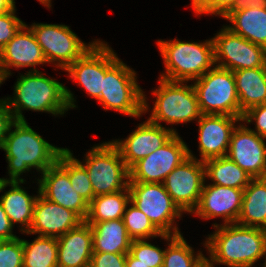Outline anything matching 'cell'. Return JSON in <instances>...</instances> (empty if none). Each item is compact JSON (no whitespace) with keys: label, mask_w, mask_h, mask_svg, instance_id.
<instances>
[{"label":"cell","mask_w":266,"mask_h":267,"mask_svg":"<svg viewBox=\"0 0 266 267\" xmlns=\"http://www.w3.org/2000/svg\"><path fill=\"white\" fill-rule=\"evenodd\" d=\"M158 81V88L152 90L156 98L148 121L157 125H161V121L174 125L197 121L201 117L192 83L187 85L188 82L169 81L160 77Z\"/></svg>","instance_id":"cell-6"},{"label":"cell","mask_w":266,"mask_h":267,"mask_svg":"<svg viewBox=\"0 0 266 267\" xmlns=\"http://www.w3.org/2000/svg\"><path fill=\"white\" fill-rule=\"evenodd\" d=\"M245 124V125H244ZM266 138L241 122L234 129L227 153L252 179L266 178Z\"/></svg>","instance_id":"cell-14"},{"label":"cell","mask_w":266,"mask_h":267,"mask_svg":"<svg viewBox=\"0 0 266 267\" xmlns=\"http://www.w3.org/2000/svg\"><path fill=\"white\" fill-rule=\"evenodd\" d=\"M160 238L167 241L163 267H206V257L201 251L195 254L182 234H162Z\"/></svg>","instance_id":"cell-30"},{"label":"cell","mask_w":266,"mask_h":267,"mask_svg":"<svg viewBox=\"0 0 266 267\" xmlns=\"http://www.w3.org/2000/svg\"><path fill=\"white\" fill-rule=\"evenodd\" d=\"M188 149V145L175 133L163 146L129 169V182L163 183L167 175L188 157Z\"/></svg>","instance_id":"cell-13"},{"label":"cell","mask_w":266,"mask_h":267,"mask_svg":"<svg viewBox=\"0 0 266 267\" xmlns=\"http://www.w3.org/2000/svg\"><path fill=\"white\" fill-rule=\"evenodd\" d=\"M237 223L266 231V178H255L243 191Z\"/></svg>","instance_id":"cell-27"},{"label":"cell","mask_w":266,"mask_h":267,"mask_svg":"<svg viewBox=\"0 0 266 267\" xmlns=\"http://www.w3.org/2000/svg\"><path fill=\"white\" fill-rule=\"evenodd\" d=\"M130 201L162 233L180 235L175 219L183 212L173 202L163 183L129 182Z\"/></svg>","instance_id":"cell-9"},{"label":"cell","mask_w":266,"mask_h":267,"mask_svg":"<svg viewBox=\"0 0 266 267\" xmlns=\"http://www.w3.org/2000/svg\"><path fill=\"white\" fill-rule=\"evenodd\" d=\"M266 7V0H238L233 8L230 10H244L248 8Z\"/></svg>","instance_id":"cell-42"},{"label":"cell","mask_w":266,"mask_h":267,"mask_svg":"<svg viewBox=\"0 0 266 267\" xmlns=\"http://www.w3.org/2000/svg\"><path fill=\"white\" fill-rule=\"evenodd\" d=\"M191 6L197 16L202 14L220 16V0H192Z\"/></svg>","instance_id":"cell-40"},{"label":"cell","mask_w":266,"mask_h":267,"mask_svg":"<svg viewBox=\"0 0 266 267\" xmlns=\"http://www.w3.org/2000/svg\"><path fill=\"white\" fill-rule=\"evenodd\" d=\"M0 267H23L21 238L0 241Z\"/></svg>","instance_id":"cell-35"},{"label":"cell","mask_w":266,"mask_h":267,"mask_svg":"<svg viewBox=\"0 0 266 267\" xmlns=\"http://www.w3.org/2000/svg\"><path fill=\"white\" fill-rule=\"evenodd\" d=\"M157 46L164 60L165 73L160 78L169 81H194L215 66L212 38L204 42L158 40Z\"/></svg>","instance_id":"cell-5"},{"label":"cell","mask_w":266,"mask_h":267,"mask_svg":"<svg viewBox=\"0 0 266 267\" xmlns=\"http://www.w3.org/2000/svg\"><path fill=\"white\" fill-rule=\"evenodd\" d=\"M57 163L68 173L73 189L88 203L95 197L86 168L66 148L58 157Z\"/></svg>","instance_id":"cell-32"},{"label":"cell","mask_w":266,"mask_h":267,"mask_svg":"<svg viewBox=\"0 0 266 267\" xmlns=\"http://www.w3.org/2000/svg\"><path fill=\"white\" fill-rule=\"evenodd\" d=\"M85 162L77 159L87 170L94 196L112 194L129 187L130 171L118 148L111 142L92 147Z\"/></svg>","instance_id":"cell-7"},{"label":"cell","mask_w":266,"mask_h":267,"mask_svg":"<svg viewBox=\"0 0 266 267\" xmlns=\"http://www.w3.org/2000/svg\"><path fill=\"white\" fill-rule=\"evenodd\" d=\"M255 121V130L251 129L263 138H266V104L250 108L243 114L242 122L248 124Z\"/></svg>","instance_id":"cell-38"},{"label":"cell","mask_w":266,"mask_h":267,"mask_svg":"<svg viewBox=\"0 0 266 267\" xmlns=\"http://www.w3.org/2000/svg\"><path fill=\"white\" fill-rule=\"evenodd\" d=\"M23 267H58V241L55 237L37 236L32 242L22 239Z\"/></svg>","instance_id":"cell-31"},{"label":"cell","mask_w":266,"mask_h":267,"mask_svg":"<svg viewBox=\"0 0 266 267\" xmlns=\"http://www.w3.org/2000/svg\"><path fill=\"white\" fill-rule=\"evenodd\" d=\"M23 183L25 182L8 181V186L11 188L0 197V203L11 224L13 226L20 224L22 233L28 232L31 227L34 205L40 193L38 186V194L36 196L29 195L22 187Z\"/></svg>","instance_id":"cell-25"},{"label":"cell","mask_w":266,"mask_h":267,"mask_svg":"<svg viewBox=\"0 0 266 267\" xmlns=\"http://www.w3.org/2000/svg\"><path fill=\"white\" fill-rule=\"evenodd\" d=\"M65 149L47 142L28 125L27 121L16 120L5 137L1 149L6 152L9 175V178L3 180L26 182L20 175L32 168L41 174L44 173L57 162L59 155Z\"/></svg>","instance_id":"cell-3"},{"label":"cell","mask_w":266,"mask_h":267,"mask_svg":"<svg viewBox=\"0 0 266 267\" xmlns=\"http://www.w3.org/2000/svg\"><path fill=\"white\" fill-rule=\"evenodd\" d=\"M47 60L31 28L25 23L15 36L0 50V67L6 78L12 75L11 67L30 68L39 71L36 65H45Z\"/></svg>","instance_id":"cell-19"},{"label":"cell","mask_w":266,"mask_h":267,"mask_svg":"<svg viewBox=\"0 0 266 267\" xmlns=\"http://www.w3.org/2000/svg\"><path fill=\"white\" fill-rule=\"evenodd\" d=\"M204 182L197 207L191 214L202 219L222 218L223 224L237 223L241 208L243 189L207 184Z\"/></svg>","instance_id":"cell-17"},{"label":"cell","mask_w":266,"mask_h":267,"mask_svg":"<svg viewBox=\"0 0 266 267\" xmlns=\"http://www.w3.org/2000/svg\"><path fill=\"white\" fill-rule=\"evenodd\" d=\"M204 182V163L188 149V157L167 175L163 184L178 208L191 214L197 207Z\"/></svg>","instance_id":"cell-12"},{"label":"cell","mask_w":266,"mask_h":267,"mask_svg":"<svg viewBox=\"0 0 266 267\" xmlns=\"http://www.w3.org/2000/svg\"><path fill=\"white\" fill-rule=\"evenodd\" d=\"M215 66L231 71L266 65V49L223 26L212 37Z\"/></svg>","instance_id":"cell-11"},{"label":"cell","mask_w":266,"mask_h":267,"mask_svg":"<svg viewBox=\"0 0 266 267\" xmlns=\"http://www.w3.org/2000/svg\"><path fill=\"white\" fill-rule=\"evenodd\" d=\"M13 227L0 203V241L12 240L18 237L13 234Z\"/></svg>","instance_id":"cell-41"},{"label":"cell","mask_w":266,"mask_h":267,"mask_svg":"<svg viewBox=\"0 0 266 267\" xmlns=\"http://www.w3.org/2000/svg\"><path fill=\"white\" fill-rule=\"evenodd\" d=\"M8 186V181H4L3 178H0V192L3 191Z\"/></svg>","instance_id":"cell-47"},{"label":"cell","mask_w":266,"mask_h":267,"mask_svg":"<svg viewBox=\"0 0 266 267\" xmlns=\"http://www.w3.org/2000/svg\"><path fill=\"white\" fill-rule=\"evenodd\" d=\"M126 254L93 252L89 267H126Z\"/></svg>","instance_id":"cell-37"},{"label":"cell","mask_w":266,"mask_h":267,"mask_svg":"<svg viewBox=\"0 0 266 267\" xmlns=\"http://www.w3.org/2000/svg\"><path fill=\"white\" fill-rule=\"evenodd\" d=\"M205 179H210V184L224 187L245 189L252 178L229 157L212 158L203 162Z\"/></svg>","instance_id":"cell-28"},{"label":"cell","mask_w":266,"mask_h":267,"mask_svg":"<svg viewBox=\"0 0 266 267\" xmlns=\"http://www.w3.org/2000/svg\"><path fill=\"white\" fill-rule=\"evenodd\" d=\"M197 122L199 126L198 150L201 156L198 160L204 162L212 158L227 156L231 135L237 126L236 124L242 122V118L202 114Z\"/></svg>","instance_id":"cell-16"},{"label":"cell","mask_w":266,"mask_h":267,"mask_svg":"<svg viewBox=\"0 0 266 267\" xmlns=\"http://www.w3.org/2000/svg\"><path fill=\"white\" fill-rule=\"evenodd\" d=\"M15 121L7 99L0 100V149H2L4 139Z\"/></svg>","instance_id":"cell-39"},{"label":"cell","mask_w":266,"mask_h":267,"mask_svg":"<svg viewBox=\"0 0 266 267\" xmlns=\"http://www.w3.org/2000/svg\"><path fill=\"white\" fill-rule=\"evenodd\" d=\"M58 267H89L93 253V234L86 221L57 238Z\"/></svg>","instance_id":"cell-22"},{"label":"cell","mask_w":266,"mask_h":267,"mask_svg":"<svg viewBox=\"0 0 266 267\" xmlns=\"http://www.w3.org/2000/svg\"><path fill=\"white\" fill-rule=\"evenodd\" d=\"M137 72L127 66L105 43V76L101 96L97 99L104 110H115L131 117L150 111L145 92L138 85Z\"/></svg>","instance_id":"cell-4"},{"label":"cell","mask_w":266,"mask_h":267,"mask_svg":"<svg viewBox=\"0 0 266 267\" xmlns=\"http://www.w3.org/2000/svg\"><path fill=\"white\" fill-rule=\"evenodd\" d=\"M37 179L40 194L58 205L77 213L84 221L89 203L73 189L68 173L56 162Z\"/></svg>","instance_id":"cell-20"},{"label":"cell","mask_w":266,"mask_h":267,"mask_svg":"<svg viewBox=\"0 0 266 267\" xmlns=\"http://www.w3.org/2000/svg\"><path fill=\"white\" fill-rule=\"evenodd\" d=\"M16 8L0 15V50L15 36L25 24L16 15Z\"/></svg>","instance_id":"cell-36"},{"label":"cell","mask_w":266,"mask_h":267,"mask_svg":"<svg viewBox=\"0 0 266 267\" xmlns=\"http://www.w3.org/2000/svg\"><path fill=\"white\" fill-rule=\"evenodd\" d=\"M69 78L96 100L101 96L105 76V42L97 41L66 69Z\"/></svg>","instance_id":"cell-21"},{"label":"cell","mask_w":266,"mask_h":267,"mask_svg":"<svg viewBox=\"0 0 266 267\" xmlns=\"http://www.w3.org/2000/svg\"><path fill=\"white\" fill-rule=\"evenodd\" d=\"M6 75L5 73L3 72L2 68L0 67V86L1 84H3V82L6 80ZM0 100H4V99H0Z\"/></svg>","instance_id":"cell-46"},{"label":"cell","mask_w":266,"mask_h":267,"mask_svg":"<svg viewBox=\"0 0 266 267\" xmlns=\"http://www.w3.org/2000/svg\"><path fill=\"white\" fill-rule=\"evenodd\" d=\"M222 18L233 33L266 49V7L229 10Z\"/></svg>","instance_id":"cell-24"},{"label":"cell","mask_w":266,"mask_h":267,"mask_svg":"<svg viewBox=\"0 0 266 267\" xmlns=\"http://www.w3.org/2000/svg\"><path fill=\"white\" fill-rule=\"evenodd\" d=\"M237 2L238 0H220V16H224Z\"/></svg>","instance_id":"cell-43"},{"label":"cell","mask_w":266,"mask_h":267,"mask_svg":"<svg viewBox=\"0 0 266 267\" xmlns=\"http://www.w3.org/2000/svg\"><path fill=\"white\" fill-rule=\"evenodd\" d=\"M193 82L202 114L240 118V103L233 71L214 66Z\"/></svg>","instance_id":"cell-8"},{"label":"cell","mask_w":266,"mask_h":267,"mask_svg":"<svg viewBox=\"0 0 266 267\" xmlns=\"http://www.w3.org/2000/svg\"><path fill=\"white\" fill-rule=\"evenodd\" d=\"M37 1H39L41 4H43L44 6H46V7H48V8H50L52 5V3H51V1L52 0H37Z\"/></svg>","instance_id":"cell-48"},{"label":"cell","mask_w":266,"mask_h":267,"mask_svg":"<svg viewBox=\"0 0 266 267\" xmlns=\"http://www.w3.org/2000/svg\"><path fill=\"white\" fill-rule=\"evenodd\" d=\"M129 202V187L116 193L95 196L89 203V212L85 221L103 222L122 219Z\"/></svg>","instance_id":"cell-29"},{"label":"cell","mask_w":266,"mask_h":267,"mask_svg":"<svg viewBox=\"0 0 266 267\" xmlns=\"http://www.w3.org/2000/svg\"><path fill=\"white\" fill-rule=\"evenodd\" d=\"M40 45L47 63L65 70L97 41L86 44L69 26L63 24L33 23L29 26Z\"/></svg>","instance_id":"cell-10"},{"label":"cell","mask_w":266,"mask_h":267,"mask_svg":"<svg viewBox=\"0 0 266 267\" xmlns=\"http://www.w3.org/2000/svg\"><path fill=\"white\" fill-rule=\"evenodd\" d=\"M93 234V252L128 253L132 239L123 219L87 222Z\"/></svg>","instance_id":"cell-26"},{"label":"cell","mask_w":266,"mask_h":267,"mask_svg":"<svg viewBox=\"0 0 266 267\" xmlns=\"http://www.w3.org/2000/svg\"><path fill=\"white\" fill-rule=\"evenodd\" d=\"M147 241L132 240L129 253L148 267H163L165 249L162 250Z\"/></svg>","instance_id":"cell-34"},{"label":"cell","mask_w":266,"mask_h":267,"mask_svg":"<svg viewBox=\"0 0 266 267\" xmlns=\"http://www.w3.org/2000/svg\"><path fill=\"white\" fill-rule=\"evenodd\" d=\"M14 84V96L7 97L10 111L17 121H26L23 110L64 115L75 109L73 93L61 82L45 76L41 71H29Z\"/></svg>","instance_id":"cell-2"},{"label":"cell","mask_w":266,"mask_h":267,"mask_svg":"<svg viewBox=\"0 0 266 267\" xmlns=\"http://www.w3.org/2000/svg\"><path fill=\"white\" fill-rule=\"evenodd\" d=\"M82 222L84 220L77 213L49 201L39 193L34 205L31 227L23 234L58 238Z\"/></svg>","instance_id":"cell-18"},{"label":"cell","mask_w":266,"mask_h":267,"mask_svg":"<svg viewBox=\"0 0 266 267\" xmlns=\"http://www.w3.org/2000/svg\"><path fill=\"white\" fill-rule=\"evenodd\" d=\"M126 267H148L134 258L129 252L126 254Z\"/></svg>","instance_id":"cell-45"},{"label":"cell","mask_w":266,"mask_h":267,"mask_svg":"<svg viewBox=\"0 0 266 267\" xmlns=\"http://www.w3.org/2000/svg\"><path fill=\"white\" fill-rule=\"evenodd\" d=\"M16 8L14 0H0V15Z\"/></svg>","instance_id":"cell-44"},{"label":"cell","mask_w":266,"mask_h":267,"mask_svg":"<svg viewBox=\"0 0 266 267\" xmlns=\"http://www.w3.org/2000/svg\"><path fill=\"white\" fill-rule=\"evenodd\" d=\"M216 229L206 237L203 244L208 250L206 266L226 265L228 267H254L265 257L266 231L262 228L244 226L238 223L213 224Z\"/></svg>","instance_id":"cell-1"},{"label":"cell","mask_w":266,"mask_h":267,"mask_svg":"<svg viewBox=\"0 0 266 267\" xmlns=\"http://www.w3.org/2000/svg\"><path fill=\"white\" fill-rule=\"evenodd\" d=\"M136 128L126 139L111 141L118 148L129 169L140 159L163 146L175 133H178L175 128H166L148 120Z\"/></svg>","instance_id":"cell-15"},{"label":"cell","mask_w":266,"mask_h":267,"mask_svg":"<svg viewBox=\"0 0 266 267\" xmlns=\"http://www.w3.org/2000/svg\"><path fill=\"white\" fill-rule=\"evenodd\" d=\"M240 103V118L250 108L266 104V65L233 71Z\"/></svg>","instance_id":"cell-23"},{"label":"cell","mask_w":266,"mask_h":267,"mask_svg":"<svg viewBox=\"0 0 266 267\" xmlns=\"http://www.w3.org/2000/svg\"><path fill=\"white\" fill-rule=\"evenodd\" d=\"M129 204H131V206ZM122 219L126 226L127 233L132 240H149L150 238H156L162 235L148 217L131 201L127 204Z\"/></svg>","instance_id":"cell-33"}]
</instances>
